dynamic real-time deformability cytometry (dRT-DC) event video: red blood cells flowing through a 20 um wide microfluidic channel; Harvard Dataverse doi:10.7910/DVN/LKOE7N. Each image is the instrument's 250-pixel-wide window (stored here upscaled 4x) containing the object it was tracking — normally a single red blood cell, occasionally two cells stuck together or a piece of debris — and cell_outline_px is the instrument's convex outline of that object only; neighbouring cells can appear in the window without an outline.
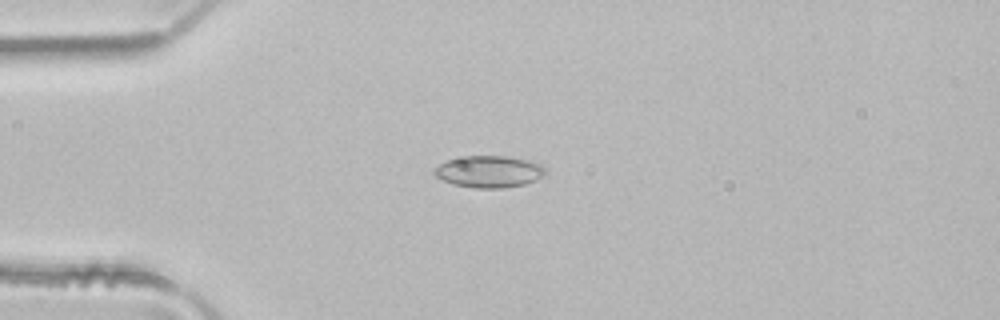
{"species": "common noctule bat (a hibernating species)", "species_latin": "Nyctalus noctula", "temperature_condition": "room temperature", "stored_images_in_passage": 3, "camera_frame_rate_fps": 3000, "um_per_image_px": 0.085, "animal": {"sex": "male", "body_mass_g": 21.5, "forearm_length_mm": 52.0}, "frame": {"image": 1, "passage_image": 3, "time_ms": 0.667, "image_size_px": [1000, 320], "cell_outline_px": [[544, 172], [536, 180], [524, 184], [504, 188], [472, 188], [452, 184], [436, 176], [432, 172], [440, 164], [448, 160], [464, 156], [508, 156], [532, 160], [540, 164], [544, 168]], "centroid_in_image_um": [41.56, 14.58], "position_along_channel_um": 43.4, "area_um2": 20.52}}